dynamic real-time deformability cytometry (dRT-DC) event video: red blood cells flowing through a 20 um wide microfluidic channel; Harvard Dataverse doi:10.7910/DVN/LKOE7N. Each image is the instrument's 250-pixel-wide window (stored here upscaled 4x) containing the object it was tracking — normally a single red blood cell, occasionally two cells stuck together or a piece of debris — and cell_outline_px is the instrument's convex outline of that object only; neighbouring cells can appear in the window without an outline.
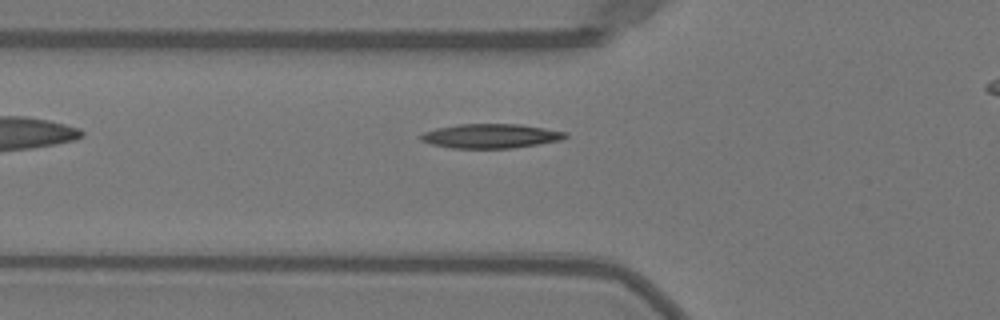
{"species": "Egyptian fruit bat (a non-hibernating species)", "species_latin": "Rousettus aegyptiacus", "temperature_condition": "warm", "stored_images_in_passage": 30, "camera_frame_rate_fps": 3000, "um_per_image_px": 0.085, "animal": {"sex": "female"}, "frame": {"image": 1, "passage_image": 2, "time_ms": 0.333, "image_size_px": [1000, 320], "cell_outline_px": [[568, 136], [560, 140], [512, 148], [452, 148], [432, 144], [420, 140], [420, 136], [424, 132], [436, 128], [460, 124], [520, 124], [568, 132]], "centroid_in_image_um": [41.71, 11.55], "position_along_channel_um": 84.1, "area_um2": 20.35}}
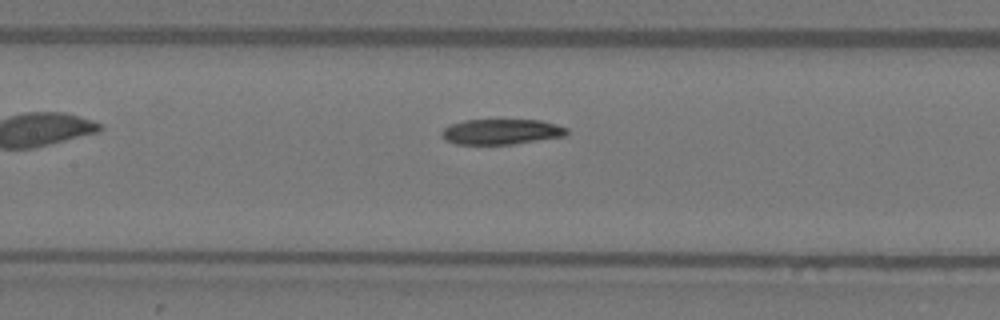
{"frame": {"image": 2, "passage_image": 8, "time_ms": 2.333, "image_size_px": [1000, 320], "cell_outline_px": [[568, 132], [564, 136], [512, 144], [456, 144], [444, 140], [440, 132], [444, 128], [452, 124], [464, 120], [540, 120], [556, 124], [568, 128]], "centroid_in_image_um": [42.59, 11.19], "position_along_channel_um": 164.8, "area_um2": 18.44}}
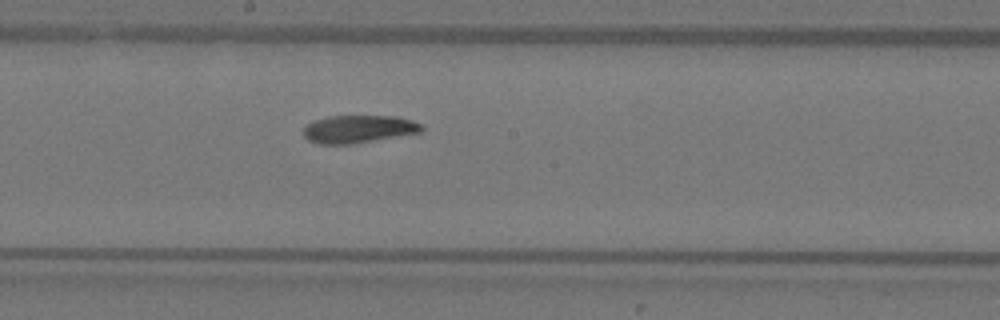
{"frame": {"image": 3, "passage_image": 12, "time_ms": 3.667, "image_size_px": [1000, 320], "cell_outline_px": [[424, 128], [420, 132], [352, 144], [316, 144], [308, 140], [304, 136], [304, 128], [308, 124], [316, 120], [328, 116], [396, 116], [412, 120], [420, 124]], "centroid_in_image_um": [30.46, 10.97], "position_along_channel_um": 217.7, "area_um2": 18.96}, "authors_computed_cell_mechanics": {"area_um2": 19.5942, "velocity_mm_per_s": 3.9805, "shape_relaxation_time_tau1_ms": 4.5104, "shape_relaxation_time_tau2_ms": 4.0118, "deformation_change_tau1": 0.1574, "deformation_change_tau2": 0.0954}}